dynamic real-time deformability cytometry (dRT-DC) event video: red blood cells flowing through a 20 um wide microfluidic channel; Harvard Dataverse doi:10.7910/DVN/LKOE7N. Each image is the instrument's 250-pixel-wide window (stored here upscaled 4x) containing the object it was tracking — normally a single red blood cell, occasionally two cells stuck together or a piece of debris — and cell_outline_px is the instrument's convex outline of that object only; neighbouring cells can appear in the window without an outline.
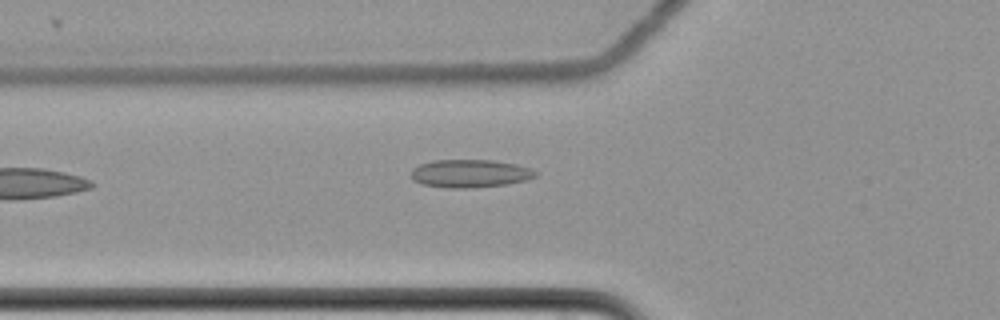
{"species": "common noctule bat (a hibernating species)", "species_latin": "Nyctalus noctula", "temperature_condition": "cold", "stored_images_in_passage": 24, "camera_frame_rate_fps": 3000, "um_per_image_px": 0.085, "animal": {"sex": "female", "body_mass_g": 22.7, "forearm_length_mm": 54.2}, "frame": {"image": 1, "passage_image": 2, "time_ms": 0.333, "image_size_px": [1000, 320], "cell_outline_px": [[540, 172], [536, 176], [528, 180], [508, 184], [472, 188], [448, 188], [420, 184], [412, 180], [412, 168], [420, 164], [432, 160], [492, 160], [516, 164], [532, 168]], "centroid_in_image_um": [39.98, 14.75], "position_along_channel_um": 85.8, "area_um2": 20.63}}
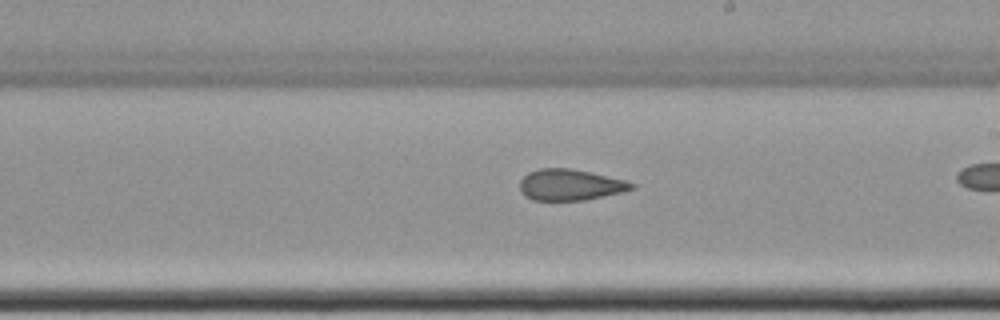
{"frame": {"image": 2, "passage_image": 12, "time_ms": 3.667, "image_size_px": [1000, 320], "cell_outline_px": [[636, 188], [624, 192], [584, 200], [532, 200], [524, 196], [520, 192], [520, 180], [528, 172], [540, 168], [572, 168], [624, 180], [636, 184]], "centroid_in_image_um": [48.45, 15.71], "position_along_channel_um": 240.5, "area_um2": 20.4}}
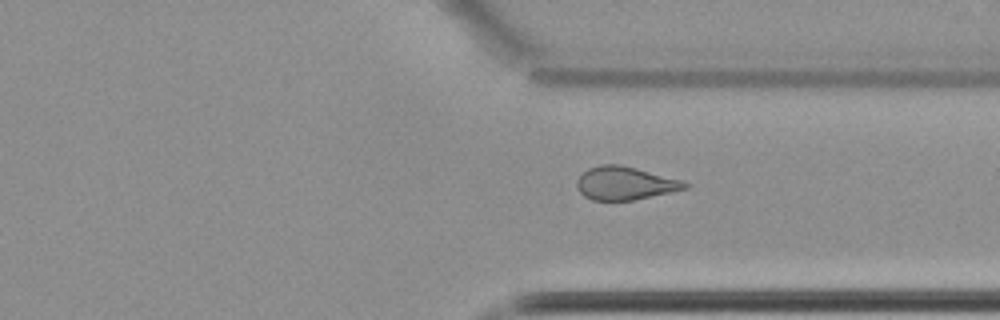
{"frame": {"image": 3, "passage_image": 22, "time_ms": 7.0, "image_size_px": [1000, 320], "cell_outline_px": [[692, 184], [688, 188], [672, 192], [632, 200], [592, 200], [584, 196], [576, 188], [576, 180], [588, 168], [600, 164], [620, 164], [684, 180]], "centroid_in_image_um": [53.15, 15.57], "position_along_channel_um": 358.2, "area_um2": 21.1}}